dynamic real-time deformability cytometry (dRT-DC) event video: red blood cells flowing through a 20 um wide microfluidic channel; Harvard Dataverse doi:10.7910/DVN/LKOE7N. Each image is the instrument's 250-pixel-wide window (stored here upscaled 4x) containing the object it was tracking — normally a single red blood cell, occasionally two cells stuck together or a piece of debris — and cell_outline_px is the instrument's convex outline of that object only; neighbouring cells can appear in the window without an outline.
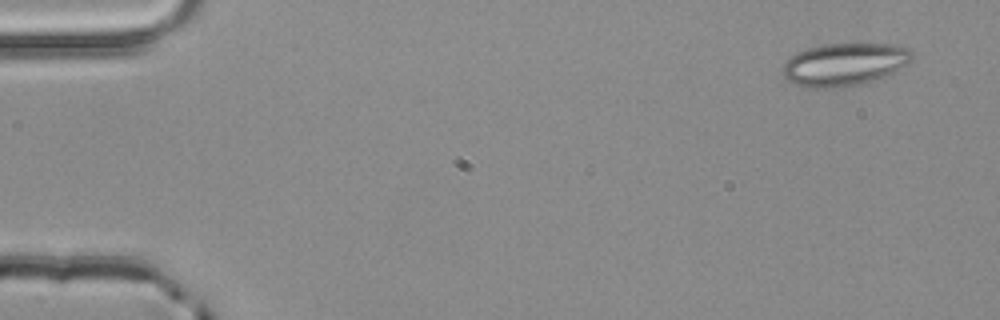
{"species": "common noctule bat (a hibernating species)", "species_latin": "Nyctalus noctula", "temperature_condition": "room temperature", "stored_images_in_passage": 3, "camera_frame_rate_fps": 3000, "um_per_image_px": 0.085, "animal": {"sex": "male", "body_mass_g": 20.4}, "frame": {"image": 1, "passage_image": 1, "time_ms": 0.0, "image_size_px": [1000, 320], "cell_outline_px": [[916, 56], [908, 64], [884, 76], [860, 84], [836, 88], [804, 88], [792, 84], [784, 80], [784, 64], [796, 52], [808, 48], [824, 44], [896, 44], [908, 48]], "centroid_in_image_um": [71.77, 5.48], "position_along_channel_um": 13.2, "area_um2": 32.37}}